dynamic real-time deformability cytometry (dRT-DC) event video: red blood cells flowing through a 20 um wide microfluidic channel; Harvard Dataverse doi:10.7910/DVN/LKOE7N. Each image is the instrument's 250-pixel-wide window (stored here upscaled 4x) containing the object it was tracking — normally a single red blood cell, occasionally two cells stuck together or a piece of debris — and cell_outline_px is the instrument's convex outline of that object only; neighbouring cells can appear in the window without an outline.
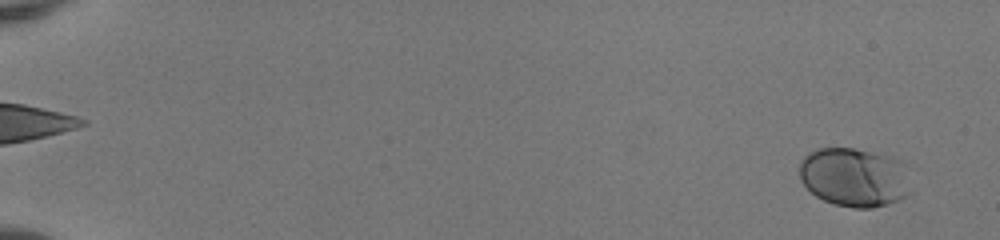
{"species": "human", "species_latin": "Homo sapiens", "temperature_condition": "room temperature", "stored_images_in_passage": 53, "camera_frame_rate_fps": 3000, "um_per_image_px": 0.085, "donor": {"sex": "female"}, "frame": {"image": 1, "passage_image": 3, "time_ms": 0.667, "image_size_px": [1000, 240], "cell_outline_px": [[904, 196], [888, 204], [872, 208], [852, 208], [832, 204], [816, 196], [800, 180], [800, 160], [808, 152], [816, 148], [852, 148], [896, 156], [900, 160], [904, 192]], "centroid_in_image_um": [72.47, 15.04], "position_along_channel_um": 12.5, "area_um2": 37.45}}
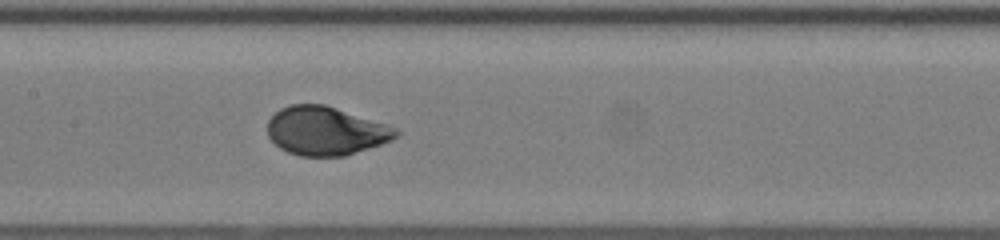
{"frame": {"image": 2, "passage_image": 29, "time_ms": 9.333, "image_size_px": [1000, 240], "cell_outline_px": [[400, 132], [392, 140], [344, 156], [300, 156], [288, 152], [280, 148], [268, 136], [268, 120], [280, 108], [292, 104], [324, 104], [388, 124], [400, 128]], "centroid_in_image_um": [27.7, 11.12], "position_along_channel_um": 179.7, "area_um2": 36.36}}
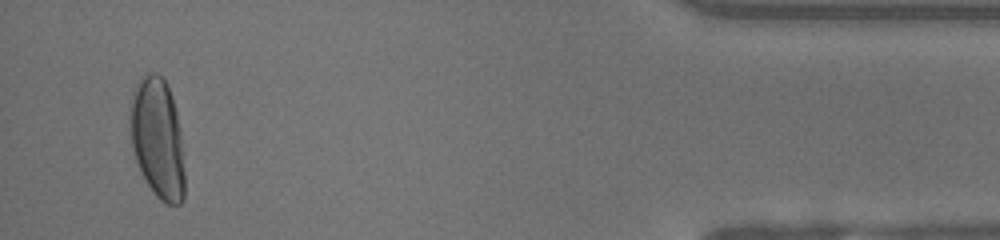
{"frame": {"image": 3, "passage_image": 51, "time_ms": 16.667, "image_size_px": [1000, 240], "cell_outline_px": [[184, 196], [180, 204], [168, 204], [160, 200], [156, 196], [148, 184], [136, 160], [132, 148], [132, 92], [140, 76], [148, 72], [156, 72], [168, 84], [172, 96], [176, 112], [180, 132], [184, 172]], "centroid_in_image_um": [13.41, 11.74], "position_along_channel_um": 421.8, "area_um2": 37.63}, "authors_computed_cell_mechanics": {"area_um2": 36.5296, "velocity_mm_per_s": 4.091, "shape_relaxation_time_tau1_ms": 3.341, "shape_relaxation_time_tau2_ms": null, "deformation_change_tau1": 0.1747, "deformation_change_tau2": null}}